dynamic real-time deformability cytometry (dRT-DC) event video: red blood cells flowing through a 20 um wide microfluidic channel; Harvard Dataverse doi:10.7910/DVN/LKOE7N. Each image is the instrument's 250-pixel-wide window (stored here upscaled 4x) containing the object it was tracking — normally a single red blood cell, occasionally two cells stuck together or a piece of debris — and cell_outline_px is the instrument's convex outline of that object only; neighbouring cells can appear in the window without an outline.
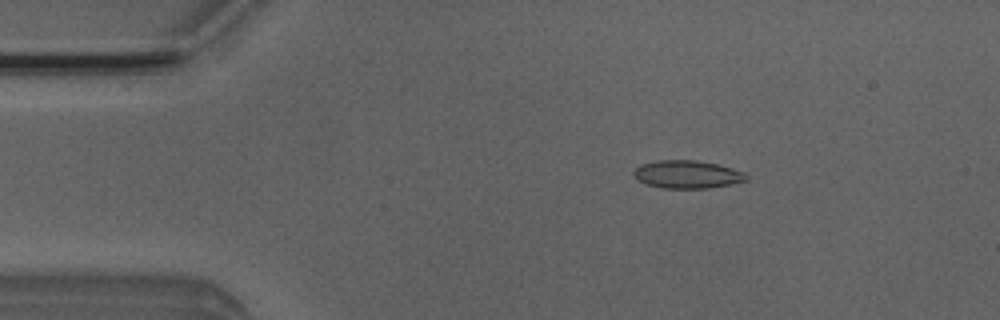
{"species": "Egyptian fruit bat (a non-hibernating species)", "species_latin": "Rousettus aegyptiacus", "temperature_condition": "room temperature", "stored_images_in_passage": 50, "camera_frame_rate_fps": 3000, "um_per_image_px": 0.085, "animal": {"sex": "male"}, "frame": {"image": 1, "passage_image": 8, "time_ms": 2.333, "image_size_px": [1000, 320], "cell_outline_px": [[748, 180], [708, 188], [660, 188], [644, 184], [632, 172], [640, 164], [656, 160], [696, 160], [716, 164], [732, 168], [744, 172], [748, 176]], "centroid_in_image_um": [58.39, 14.82], "position_along_channel_um": 26.6, "area_um2": 18.26}}
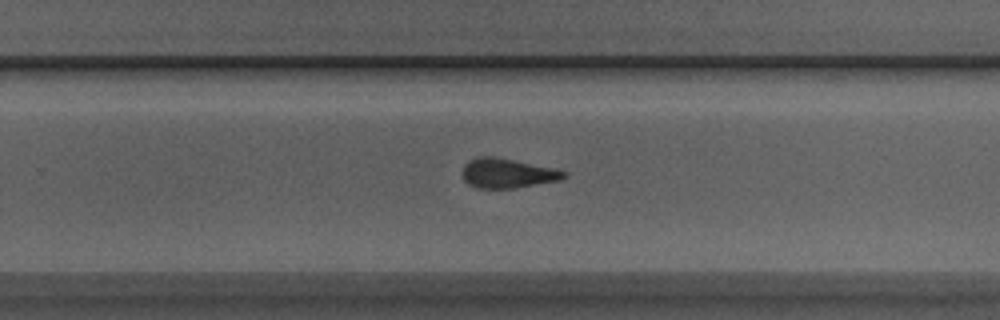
{"frame": {"image": 2, "passage_image": 32, "time_ms": 10.333, "image_size_px": [1000, 320], "cell_outline_px": [[568, 176], [564, 180], [516, 188], [476, 188], [468, 184], [464, 180], [460, 172], [464, 164], [468, 160], [480, 156], [492, 156], [552, 168], [568, 172]], "centroid_in_image_um": [43.12, 14.74], "position_along_channel_um": 286.7, "area_um2": 17.74}}
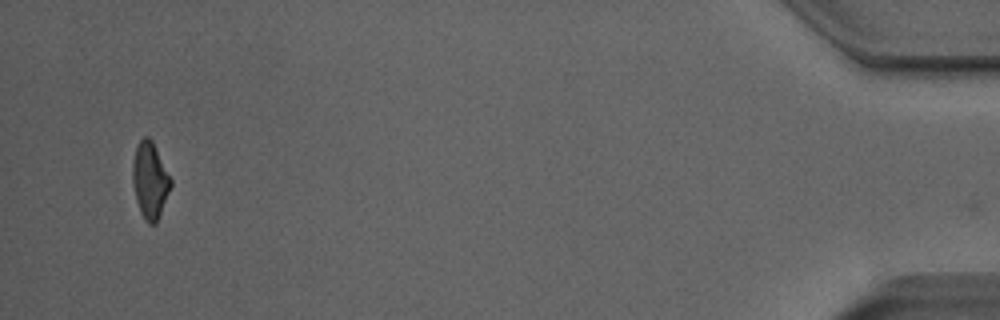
{"frame": {"image": 3, "passage_image": 49, "time_ms": 16.0, "image_size_px": [1000, 320], "cell_outline_px": [[172, 184], [156, 224], [148, 224], [144, 220], [140, 212], [136, 200], [132, 180], [132, 164], [136, 148], [140, 140], [144, 136], [148, 136], [152, 140], [172, 180]], "centroid_in_image_um": [12.74, 15.34], "position_along_channel_um": 422.5, "area_um2": 16.94}, "authors_computed_cell_mechanics": {"area_um2": 17.918, "velocity_mm_per_s": 3.9671, "shape_relaxation_time_tau1_ms": 4.9291, "shape_relaxation_time_tau2_ms": 1.57, "deformation_change_tau1": 0.1442, "deformation_change_tau2": 0.0943}}